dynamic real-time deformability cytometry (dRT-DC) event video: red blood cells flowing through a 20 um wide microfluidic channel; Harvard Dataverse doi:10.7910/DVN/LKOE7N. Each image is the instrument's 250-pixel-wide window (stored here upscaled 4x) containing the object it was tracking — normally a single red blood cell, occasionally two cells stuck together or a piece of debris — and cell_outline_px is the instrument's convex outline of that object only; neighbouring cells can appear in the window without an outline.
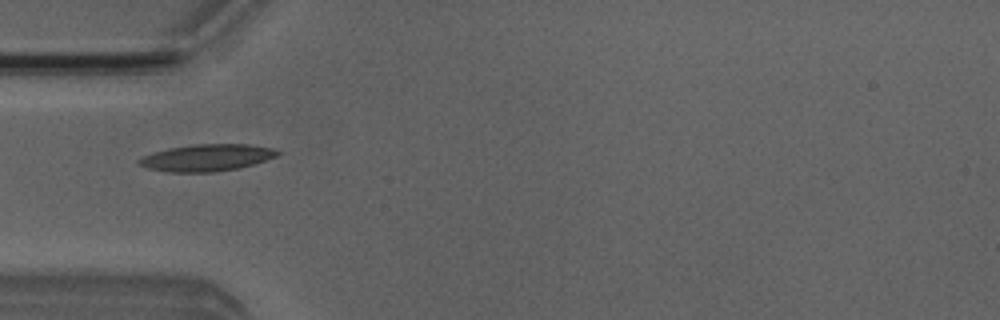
{"species": "Egyptian fruit bat (a non-hibernating species)", "species_latin": "Rousettus aegyptiacus", "temperature_condition": "room temperature", "stored_images_in_passage": 5, "camera_frame_rate_fps": 3000, "um_per_image_px": 0.085, "animal": {"sex": "male"}, "frame": {"image": 1, "passage_image": 4, "time_ms": 3.667, "image_size_px": [1000, 320], "cell_outline_px": [[284, 152], [276, 156], [252, 164], [236, 168], [212, 172], [168, 172], [148, 168], [140, 164], [136, 160], [152, 152], [168, 148], [192, 144], [248, 144], [276, 148]], "centroid_in_image_um": [17.59, 13.38], "position_along_channel_um": 67.4, "area_um2": 21.68}}